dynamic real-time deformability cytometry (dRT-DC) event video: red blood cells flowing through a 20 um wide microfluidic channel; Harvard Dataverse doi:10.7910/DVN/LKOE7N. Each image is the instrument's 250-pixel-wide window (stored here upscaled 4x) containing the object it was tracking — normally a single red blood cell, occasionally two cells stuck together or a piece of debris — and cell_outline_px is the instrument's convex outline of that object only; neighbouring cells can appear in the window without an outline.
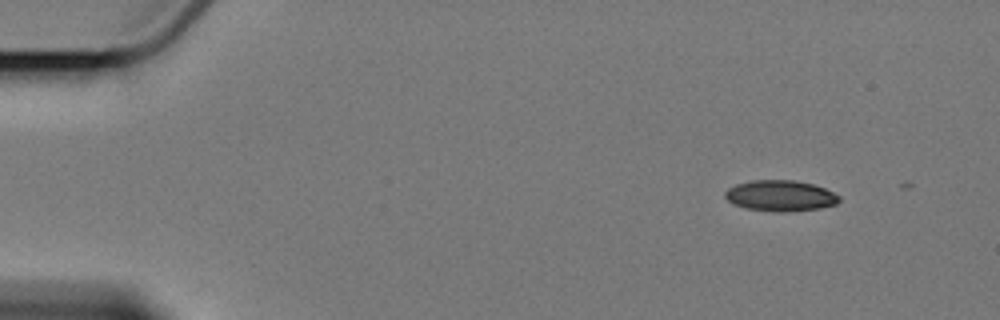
{"species": "Egyptian fruit bat (a non-hibernating species)", "species_latin": "Rousettus aegyptiacus", "temperature_condition": "cold", "stored_images_in_passage": 2, "camera_frame_rate_fps": 3000, "um_per_image_px": 0.085, "animal": {"sex": "female"}, "frame": {"image": 1, "passage_image": 2, "time_ms": 2.333, "image_size_px": [1000, 320], "cell_outline_px": [[840, 200], [836, 204], [820, 208], [792, 212], [772, 212], [744, 208], [732, 204], [724, 196], [724, 192], [728, 188], [736, 184], [752, 180], [792, 180], [812, 184], [824, 188], [840, 196]], "centroid_in_image_um": [66.3, 16.65], "position_along_channel_um": 18.7, "area_um2": 20.75}}